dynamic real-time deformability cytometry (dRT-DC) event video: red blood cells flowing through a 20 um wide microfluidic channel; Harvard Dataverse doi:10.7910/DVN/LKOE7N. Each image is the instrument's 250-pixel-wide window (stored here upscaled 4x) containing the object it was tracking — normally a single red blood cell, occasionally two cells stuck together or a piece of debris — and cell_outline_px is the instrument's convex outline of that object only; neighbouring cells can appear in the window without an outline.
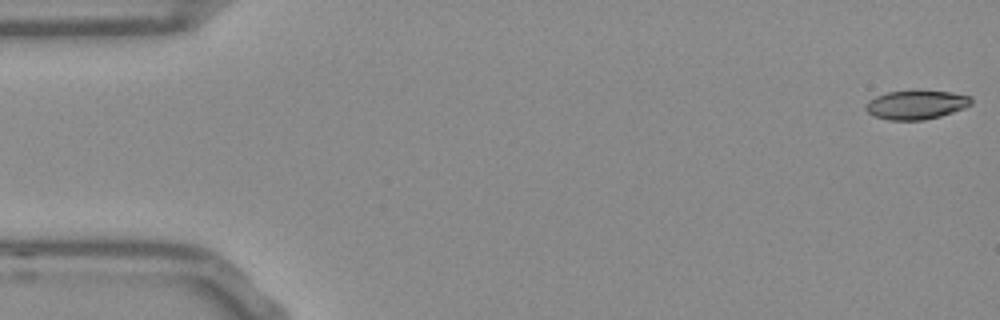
{"species": "Egyptian fruit bat (a non-hibernating species)", "species_latin": "Rousettus aegyptiacus", "temperature_condition": "room temperature", "stored_images_in_passage": 53, "camera_frame_rate_fps": 3000, "um_per_image_px": 0.085, "frame": {"image": 1, "passage_image": 1, "time_ms": 0.0, "image_size_px": [1000, 320], "cell_outline_px": [[972, 104], [964, 108], [940, 116], [924, 120], [888, 120], [876, 116], [868, 112], [864, 108], [868, 100], [876, 96], [888, 92], [912, 88], [920, 88], [952, 92], [972, 96]], "centroid_in_image_um": [77.9, 8.85], "position_along_channel_um": 7.1, "area_um2": 18.5}}
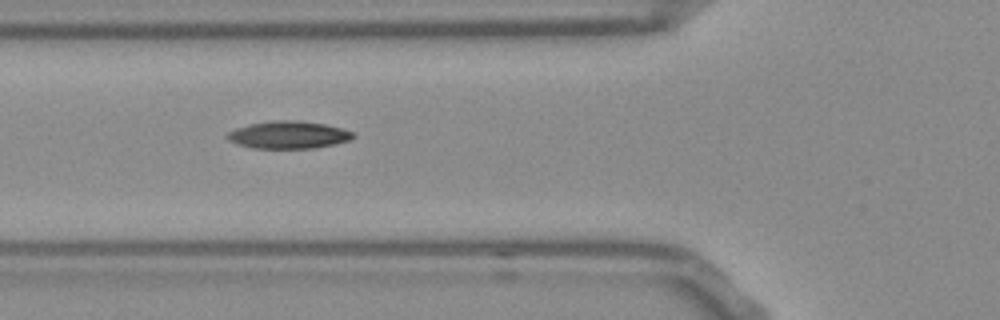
{"frame": {"image": 2, "passage_image": 19, "time_ms": 6.0, "image_size_px": [1000, 320], "cell_outline_px": [[356, 136], [348, 140], [316, 148], [252, 148], [236, 144], [228, 140], [224, 136], [228, 132], [236, 128], [248, 124], [272, 120], [296, 120], [324, 124], [340, 128], [352, 132]], "centroid_in_image_um": [24.45, 11.46], "position_along_channel_um": 101.4, "area_um2": 20.11}}
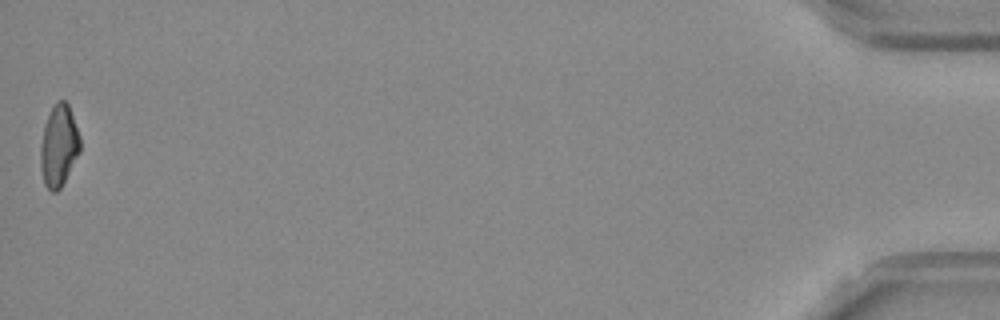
{"frame": {"image": 3, "passage_image": 53, "time_ms": 17.333, "image_size_px": [1000, 320], "cell_outline_px": [[80, 152], [60, 188], [56, 192], [52, 192], [44, 184], [40, 168], [40, 148], [44, 124], [56, 100], [64, 100], [68, 104], [80, 136]], "centroid_in_image_um": [4.99, 12.39], "position_along_channel_um": 430.2, "area_um2": 18.79}, "authors_computed_cell_mechanics": {"area_um2": 19.0162, "velocity_mm_per_s": 3.8054, "shape_relaxation_time_tau1_ms": 8.5352, "shape_relaxation_time_tau2_ms": 5.8473, "deformation_change_tau1": 0.2176, "deformation_change_tau2": 0.131}}